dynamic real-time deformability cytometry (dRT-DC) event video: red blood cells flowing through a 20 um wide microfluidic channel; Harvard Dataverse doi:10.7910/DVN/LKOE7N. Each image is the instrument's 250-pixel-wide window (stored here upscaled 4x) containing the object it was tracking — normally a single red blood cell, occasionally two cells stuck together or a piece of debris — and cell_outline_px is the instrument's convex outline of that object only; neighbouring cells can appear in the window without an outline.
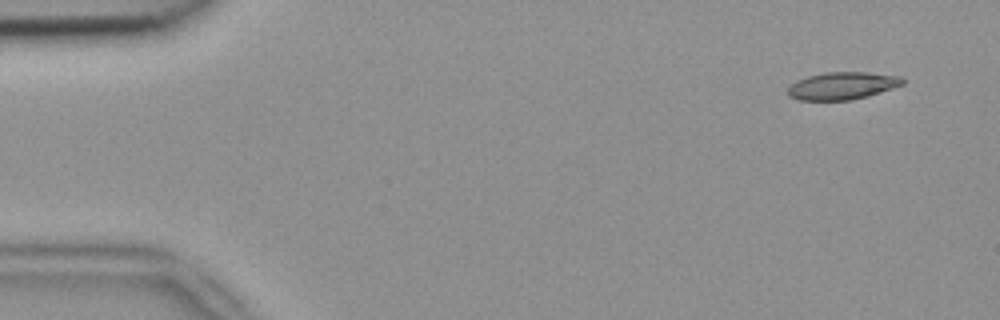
{"species": "common noctule bat (a hibernating species)", "species_latin": "Nyctalus noctula", "temperature_condition": "room temperature", "stored_images_in_passage": 7, "camera_frame_rate_fps": 3000, "um_per_image_px": 0.085, "animal": {"sex": "female", "body_mass_g": 18.4}, "frame": {"image": 1, "passage_image": 1, "time_ms": 0.0, "image_size_px": [1000, 320], "cell_outline_px": [[904, 84], [868, 96], [852, 100], [800, 100], [788, 96], [788, 88], [796, 80], [808, 76], [824, 72], [868, 72], [904, 76]], "centroid_in_image_um": [71.62, 7.28], "position_along_channel_um": 13.4, "area_um2": 18.5}}
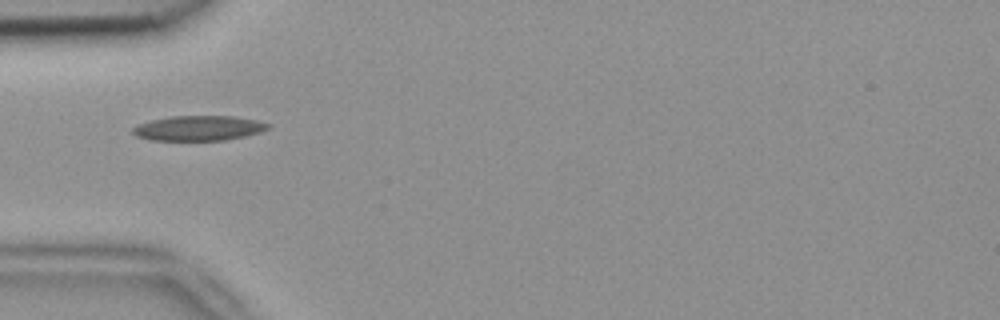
{"frame": {"image": 2, "passage_image": 4, "time_ms": 1.0, "image_size_px": [1000, 320], "cell_outline_px": [[272, 124], [268, 128], [260, 132], [244, 136], [224, 140], [148, 140], [136, 136], [132, 132], [132, 128], [140, 124], [152, 120], [172, 116], [232, 116], [256, 120]], "centroid_in_image_um": [16.88, 10.89], "position_along_channel_um": 68.1, "area_um2": 19.54}}
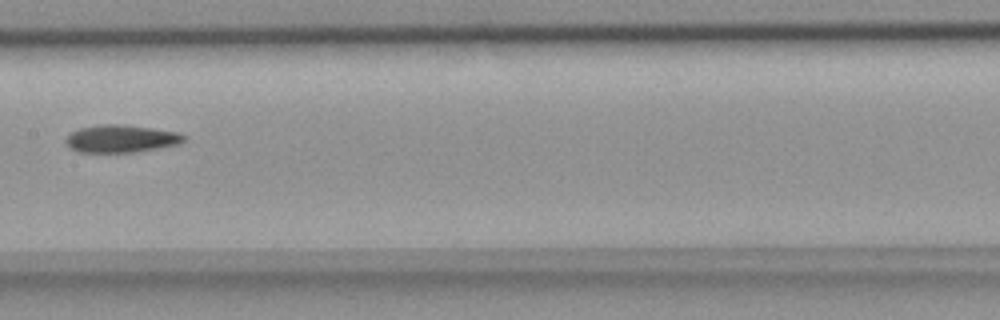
{"frame": {"image": 3, "passage_image": 7, "time_ms": 2.0, "image_size_px": [1000, 320], "cell_outline_px": [[188, 136], [180, 144], [160, 148], [136, 152], [80, 152], [68, 148], [64, 140], [72, 132], [80, 128], [100, 124], [120, 124], [152, 128], [180, 132]], "centroid_in_image_um": [10.32, 11.79], "position_along_channel_um": 197.1, "area_um2": 19.19}}